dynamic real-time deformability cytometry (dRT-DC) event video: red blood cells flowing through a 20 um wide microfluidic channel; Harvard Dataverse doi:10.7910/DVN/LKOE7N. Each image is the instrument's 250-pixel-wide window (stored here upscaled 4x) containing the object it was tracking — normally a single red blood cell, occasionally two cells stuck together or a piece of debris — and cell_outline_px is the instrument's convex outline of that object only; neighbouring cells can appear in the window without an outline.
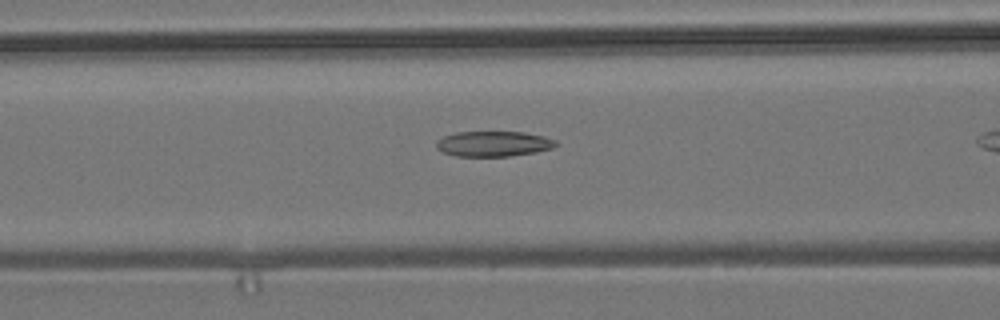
{"species": "common noctule bat (a hibernating species)", "species_latin": "Nyctalus noctula", "temperature_condition": "room temperature", "stored_images_in_passage": 31, "camera_frame_rate_fps": 3000, "um_per_image_px": 0.085, "animal": {"sex": "male", "body_mass_g": 19.2, "forearm_length_mm": 51.8}, "frame": {"image": 1, "passage_image": 10, "time_ms": 3.0, "image_size_px": [1000, 320], "cell_outline_px": [[560, 144], [552, 148], [536, 152], [508, 156], [456, 156], [444, 152], [436, 148], [436, 140], [444, 136], [456, 132], [524, 132], [544, 136], [556, 140]], "centroid_in_image_um": [41.96, 12.22], "position_along_channel_um": 124.6, "area_um2": 17.69}}
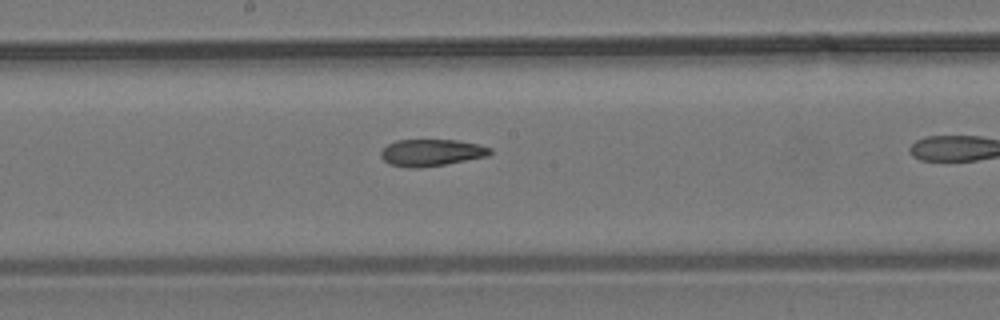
{"frame": {"image": 2, "passage_image": 17, "time_ms": 5.333, "image_size_px": [1000, 320], "cell_outline_px": [[492, 152], [488, 156], [444, 164], [420, 168], [412, 168], [388, 164], [380, 156], [380, 152], [388, 144], [396, 140], [456, 140], [476, 144], [492, 148]], "centroid_in_image_um": [36.64, 12.97], "position_along_channel_um": 211.6, "area_um2": 16.99}}
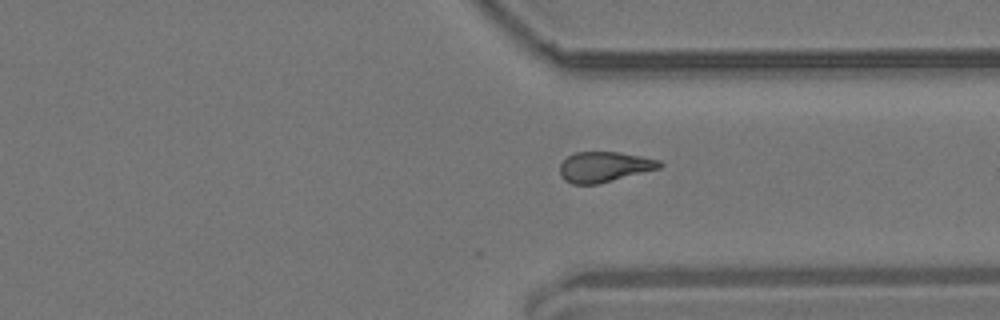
{"frame": {"image": 3, "passage_image": 29, "time_ms": 9.333, "image_size_px": [1000, 320], "cell_outline_px": [[664, 164], [660, 168], [596, 184], [572, 184], [564, 180], [560, 176], [560, 164], [568, 156], [576, 152], [620, 152], [660, 160]], "centroid_in_image_um": [51.35, 14.18], "position_along_channel_um": 360.0, "area_um2": 17.51}}